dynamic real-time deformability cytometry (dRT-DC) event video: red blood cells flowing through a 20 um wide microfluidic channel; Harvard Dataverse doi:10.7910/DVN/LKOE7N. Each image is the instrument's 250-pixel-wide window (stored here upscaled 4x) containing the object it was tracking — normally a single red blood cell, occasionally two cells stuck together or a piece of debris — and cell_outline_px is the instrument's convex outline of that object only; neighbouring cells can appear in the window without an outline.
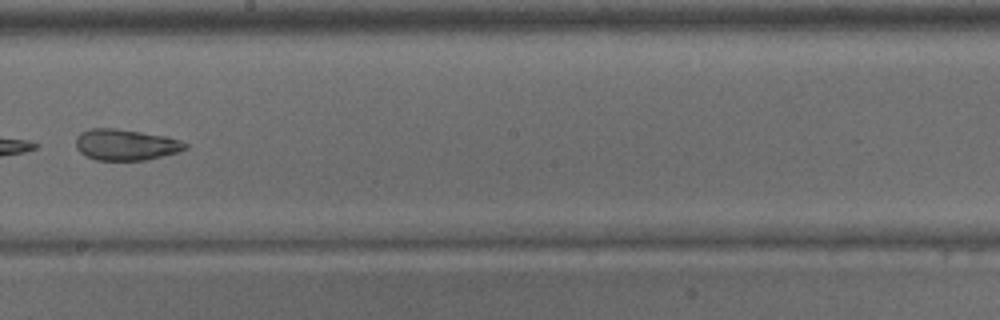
{"species": "common noctule bat (a hibernating species)", "species_latin": "Nyctalus noctula", "temperature_condition": "warm", "stored_images_in_passage": 40, "camera_frame_rate_fps": 3000, "um_per_image_px": 0.085, "animal": {"sex": "male", "body_mass_g": 15.6}, "frame": {"image": 1, "passage_image": 23, "time_ms": 7.333, "image_size_px": [1000, 320], "cell_outline_px": [[188, 148], [180, 152], [144, 160], [96, 160], [80, 152], [76, 148], [76, 136], [80, 132], [88, 128], [116, 128], [168, 136], [180, 140], [188, 144]], "centroid_in_image_um": [10.7, 12.29], "position_along_channel_um": 237.5, "area_um2": 20.06}}